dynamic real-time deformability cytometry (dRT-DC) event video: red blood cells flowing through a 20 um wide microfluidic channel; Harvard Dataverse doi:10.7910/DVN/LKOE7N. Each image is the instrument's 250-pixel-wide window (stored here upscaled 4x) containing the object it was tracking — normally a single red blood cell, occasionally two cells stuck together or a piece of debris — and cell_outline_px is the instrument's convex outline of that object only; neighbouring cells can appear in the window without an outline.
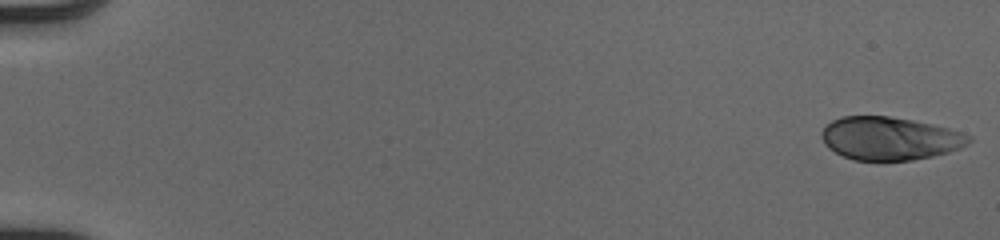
{"species": "human", "species_latin": "Homo sapiens", "temperature_condition": "cold", "stored_images_in_passage": 51, "camera_frame_rate_fps": 3000, "um_per_image_px": 0.085, "donor": {"sex": "male"}, "frame": {"image": 1, "passage_image": 1, "time_ms": 0.0, "image_size_px": [1000, 240], "cell_outline_px": [[972, 140], [968, 144], [960, 148], [948, 152], [932, 156], [912, 160], [852, 160], [828, 148], [824, 144], [820, 136], [820, 132], [832, 120], [840, 116], [888, 116], [912, 120], [932, 124], [948, 128], [972, 136]], "centroid_in_image_um": [75.61, 11.76], "position_along_channel_um": 9.4, "area_um2": 36.99}}
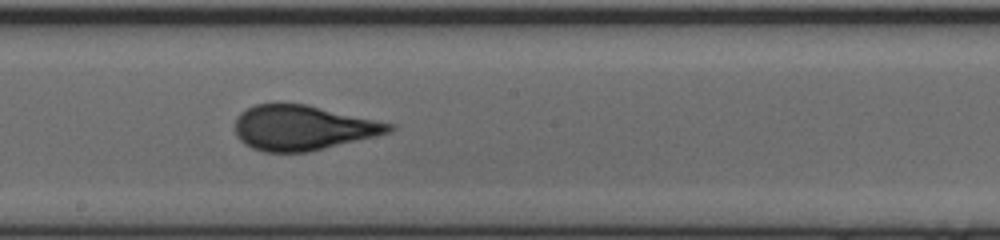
{"frame": {"image": 2, "passage_image": 30, "time_ms": 9.667, "image_size_px": [1000, 240], "cell_outline_px": [[396, 128], [392, 132], [376, 136], [308, 152], [264, 152], [252, 148], [244, 144], [236, 136], [236, 116], [240, 112], [256, 104], [308, 104], [396, 124]], "centroid_in_image_um": [25.77, 10.86], "position_along_channel_um": 222.4, "area_um2": 40.52}}
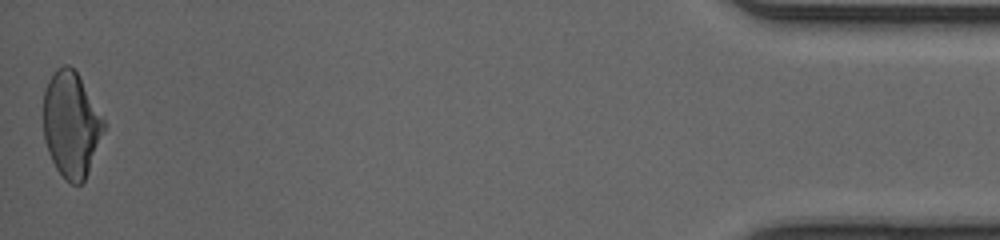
{"frame": {"image": 3, "passage_image": 51, "time_ms": 16.667, "image_size_px": [1000, 240], "cell_outline_px": [[104, 128], [88, 172], [84, 180], [80, 184], [72, 184], [64, 180], [56, 168], [48, 152], [44, 140], [44, 88], [52, 72], [56, 68], [64, 64], [68, 64], [76, 72], [104, 120]], "centroid_in_image_um": [6.01, 10.58], "position_along_channel_um": 429.2, "area_um2": 36.7}, "authors_computed_cell_mechanics": {"area_um2": 39.0728, "velocity_mm_per_s": 4.1284, "shape_relaxation_time_tau1_ms": 4.2573, "shape_relaxation_time_tau2_ms": null, "deformation_change_tau1": 0.1653, "deformation_change_tau2": null}}